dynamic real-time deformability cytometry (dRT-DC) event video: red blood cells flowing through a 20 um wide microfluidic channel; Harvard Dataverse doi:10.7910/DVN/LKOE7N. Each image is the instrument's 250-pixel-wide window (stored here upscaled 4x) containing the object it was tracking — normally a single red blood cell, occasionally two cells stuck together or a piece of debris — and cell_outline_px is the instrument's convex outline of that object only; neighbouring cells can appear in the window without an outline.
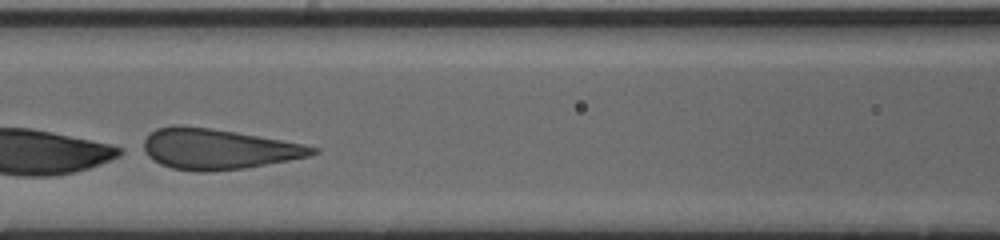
{"species": "human", "species_latin": "Homo sapiens", "temperature_condition": "cold", "stored_images_in_passage": 12, "camera_frame_rate_fps": 3000, "um_per_image_px": 0.085, "donor": {"sex": "male"}, "frame": {"image": 1, "passage_image": 10, "time_ms": 3.0, "image_size_px": [1000, 240], "cell_outline_px": [[320, 152], [308, 156], [288, 160], [244, 168], [208, 172], [196, 172], [172, 168], [160, 164], [152, 160], [140, 152], [136, 148], [156, 128], [208, 128], [304, 144], [320, 148]], "centroid_in_image_um": [18.47, 12.71], "position_along_channel_um": 148.1, "area_um2": 39.3}}